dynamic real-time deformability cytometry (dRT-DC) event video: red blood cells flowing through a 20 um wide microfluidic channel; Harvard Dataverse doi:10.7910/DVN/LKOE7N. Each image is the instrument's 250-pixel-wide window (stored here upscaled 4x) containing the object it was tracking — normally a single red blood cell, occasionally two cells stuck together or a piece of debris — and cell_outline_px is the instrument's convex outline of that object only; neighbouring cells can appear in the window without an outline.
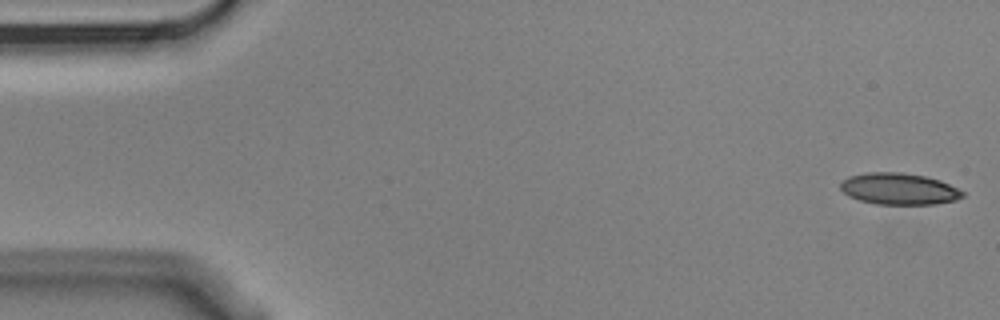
{"species": "Egyptian fruit bat (a non-hibernating species)", "species_latin": "Rousettus aegyptiacus", "temperature_condition": "cold", "stored_images_in_passage": 5, "camera_frame_rate_fps": 3000, "um_per_image_px": 0.085, "animal": {"sex": "male"}, "frame": {"image": 1, "passage_image": 1, "time_ms": 0.0, "image_size_px": [1000, 320], "cell_outline_px": [[964, 196], [956, 200], [936, 204], [876, 204], [860, 200], [848, 196], [840, 188], [840, 184], [848, 176], [868, 172], [900, 172], [924, 176], [940, 180], [964, 192]], "centroid_in_image_um": [76.4, 16.05], "position_along_channel_um": 8.6, "area_um2": 22.37}}
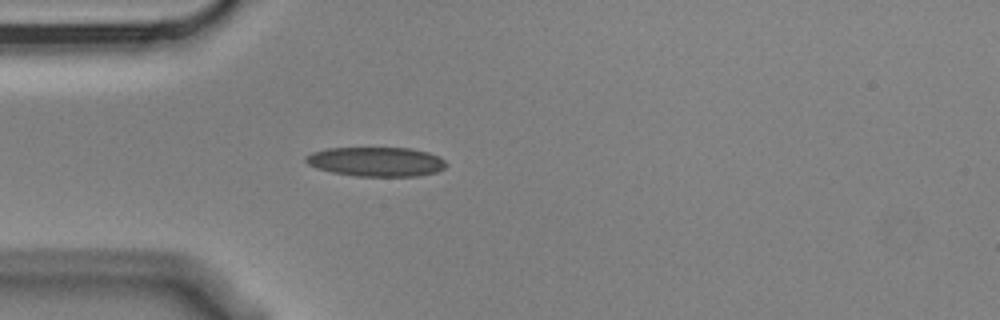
{"frame": {"image": 2, "passage_image": 5, "time_ms": 1.333, "image_size_px": [1000, 320], "cell_outline_px": [[448, 164], [444, 168], [436, 172], [420, 176], [356, 176], [332, 172], [316, 168], [308, 164], [304, 160], [304, 156], [312, 152], [328, 148], [412, 148], [428, 152], [440, 156]], "centroid_in_image_um": [31.99, 13.74], "position_along_channel_um": 53.0, "area_um2": 24.22}}